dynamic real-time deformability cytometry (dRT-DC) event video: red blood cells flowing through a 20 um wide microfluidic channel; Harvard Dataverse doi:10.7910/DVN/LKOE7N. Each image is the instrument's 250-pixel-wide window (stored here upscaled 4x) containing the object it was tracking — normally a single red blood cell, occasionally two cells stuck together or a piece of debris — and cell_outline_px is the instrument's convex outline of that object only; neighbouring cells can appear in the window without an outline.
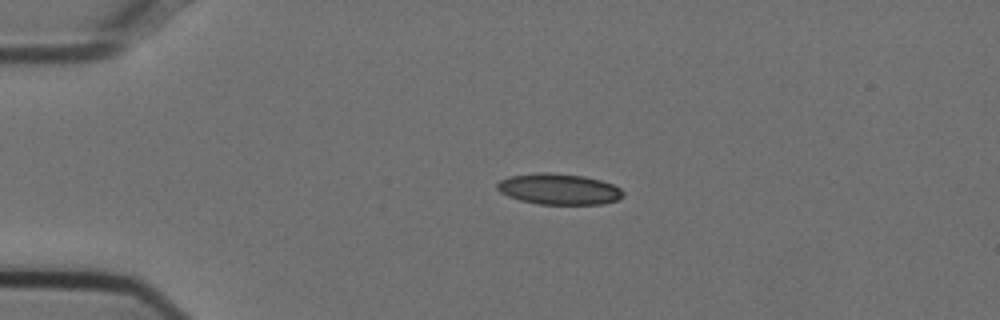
{"species": "Egyptian fruit bat (a non-hibernating species)", "species_latin": "Rousettus aegyptiacus", "temperature_condition": "cold", "stored_images_in_passage": 6, "camera_frame_rate_fps": 3000, "um_per_image_px": 0.085, "animal": {"sex": "female"}, "frame": {"image": 1, "passage_image": 1, "time_ms": 0.0, "image_size_px": [1000, 320], "cell_outline_px": [[624, 196], [616, 200], [604, 204], [540, 204], [520, 200], [508, 196], [500, 192], [496, 188], [496, 184], [500, 180], [508, 176], [540, 172], [548, 172], [584, 176], [600, 180], [612, 184], [620, 188], [624, 192]], "centroid_in_image_um": [47.49, 16.07], "position_along_channel_um": 37.5, "area_um2": 22.77}}